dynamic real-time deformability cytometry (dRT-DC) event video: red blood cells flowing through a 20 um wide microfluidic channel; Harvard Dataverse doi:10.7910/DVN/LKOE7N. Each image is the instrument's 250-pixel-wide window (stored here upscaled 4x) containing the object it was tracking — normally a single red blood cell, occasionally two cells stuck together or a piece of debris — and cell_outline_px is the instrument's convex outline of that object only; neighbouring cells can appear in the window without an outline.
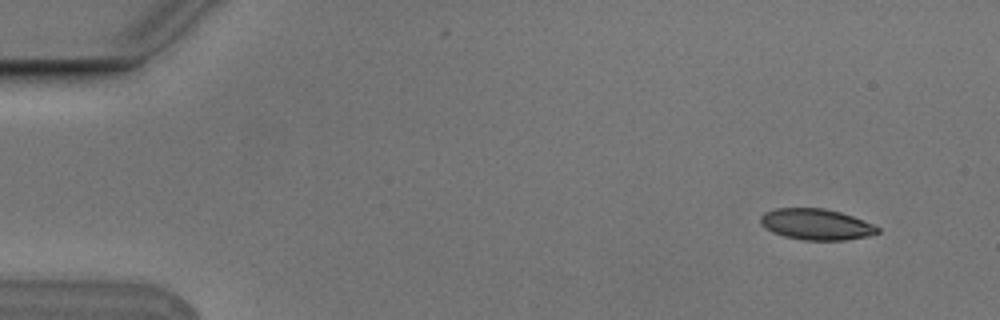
{"species": "Egyptian fruit bat (a non-hibernating species)", "species_latin": "Rousettus aegyptiacus", "temperature_condition": "cold", "stored_images_in_passage": 5, "camera_frame_rate_fps": 3000, "um_per_image_px": 0.085, "animal": {"sex": "male"}, "frame": {"image": 1, "passage_image": 1, "time_ms": 0.0, "image_size_px": [1000, 320], "cell_outline_px": [[880, 232], [868, 236], [844, 240], [800, 240], [784, 236], [772, 232], [764, 228], [760, 224], [760, 216], [764, 212], [776, 208], [824, 208], [840, 212], [852, 216], [872, 224], [880, 228]], "centroid_in_image_um": [69.34, 19.07], "position_along_channel_um": 15.7, "area_um2": 21.27}}
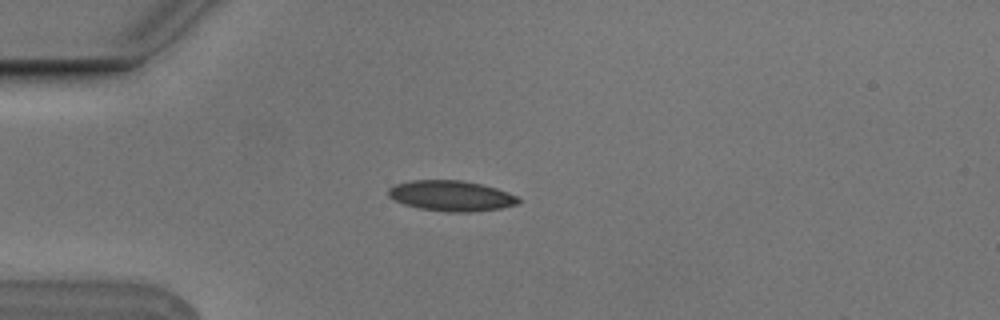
{"frame": {"image": 2, "passage_image": 4, "time_ms": 1.0, "image_size_px": [1000, 320], "cell_outline_px": [[520, 204], [500, 208], [472, 212], [444, 212], [420, 208], [404, 204], [388, 196], [388, 188], [396, 184], [412, 180], [460, 180], [480, 184], [496, 188], [508, 192], [516, 196], [520, 200]], "centroid_in_image_um": [38.36, 16.65], "position_along_channel_um": 46.6, "area_um2": 23.06}}